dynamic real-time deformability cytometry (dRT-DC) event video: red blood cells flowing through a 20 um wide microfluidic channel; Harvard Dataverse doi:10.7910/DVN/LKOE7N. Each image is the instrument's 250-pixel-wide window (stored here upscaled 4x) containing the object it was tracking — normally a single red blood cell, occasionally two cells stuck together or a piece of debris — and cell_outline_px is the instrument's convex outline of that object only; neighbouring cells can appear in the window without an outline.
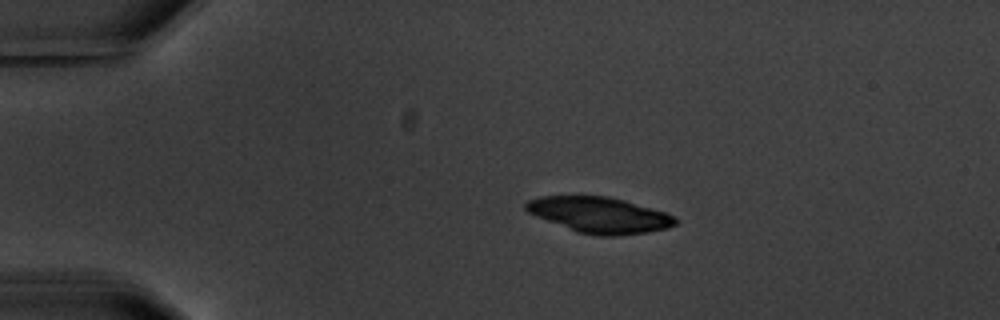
{"species": "common noctule bat (a hibernating species)", "species_latin": "Nyctalus noctula", "temperature_condition": "warm", "stored_images_in_passage": 3, "camera_frame_rate_fps": 3000, "um_per_image_px": 0.085, "animal": {"sex": "male", "body_mass_g": 20.1, "forearm_length_mm": 53.5}, "frame": {"image": 1, "passage_image": 2, "time_ms": 2.0, "image_size_px": [1000, 320], "cell_outline_px": [[680, 220], [676, 224], [668, 228], [648, 232], [616, 236], [600, 236], [576, 232], [536, 216], [528, 212], [524, 208], [524, 204], [528, 200], [540, 196], [608, 196], [624, 200], [664, 212]], "centroid_in_image_um": [50.94, 18.28], "position_along_channel_um": 34.1, "area_um2": 31.15}}